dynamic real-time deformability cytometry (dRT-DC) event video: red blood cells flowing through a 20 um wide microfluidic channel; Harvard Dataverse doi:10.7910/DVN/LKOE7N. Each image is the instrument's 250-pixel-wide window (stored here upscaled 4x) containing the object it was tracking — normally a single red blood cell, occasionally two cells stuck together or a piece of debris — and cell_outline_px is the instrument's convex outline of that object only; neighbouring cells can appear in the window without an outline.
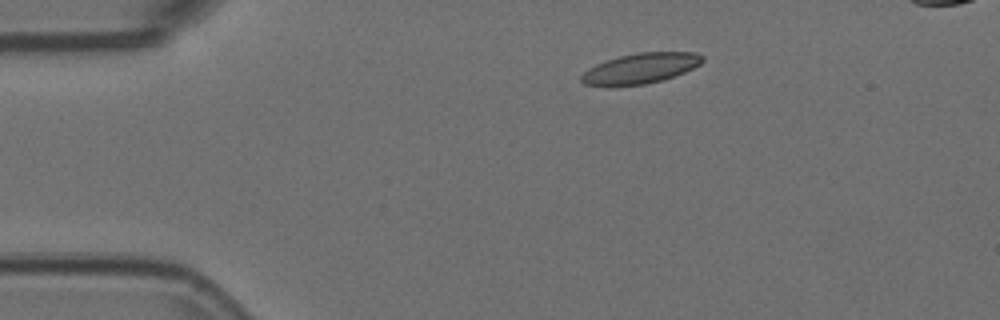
{"species": "Egyptian fruit bat (a non-hibernating species)", "species_latin": "Rousettus aegyptiacus", "temperature_condition": "room temperature", "stored_images_in_passage": 15, "segment_of_instrument_passage": [1, 2], "camera_frame_rate_fps": 3000, "um_per_image_px": 0.085, "animal": {"sex": "female"}, "frame": {"image": 1, "passage_image": 2, "time_ms": 0.333, "image_size_px": [1000, 320], "cell_outline_px": [[704, 60], [700, 64], [684, 72], [664, 80], [644, 84], [584, 84], [580, 80], [580, 76], [588, 68], [596, 64], [620, 56], [640, 52], [696, 52], [704, 56]], "centroid_in_image_um": [54.5, 5.78], "position_along_channel_um": 30.5, "area_um2": 20.92}}
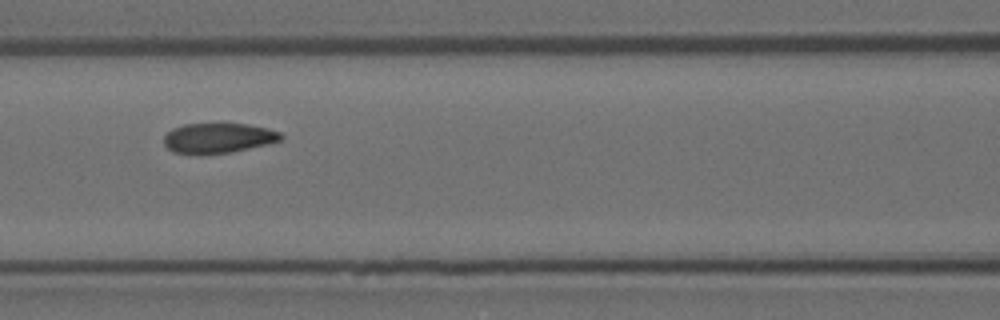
{"frame": {"image": 2, "passage_image": 6, "time_ms": 1.667, "image_size_px": [1000, 320], "cell_outline_px": [[284, 136], [280, 140], [232, 152], [172, 152], [164, 144], [164, 136], [172, 128], [184, 124], [248, 124], [268, 128], [280, 132]], "centroid_in_image_um": [18.56, 11.7], "position_along_channel_um": 148.0, "area_um2": 19.83}}
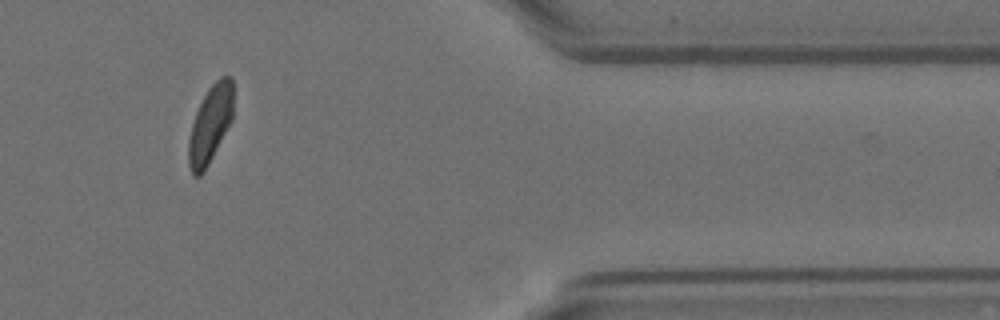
{"frame": {"image": 3, "passage_image": 12, "time_ms": 3.667, "image_size_px": [1000, 320], "cell_outline_px": [[232, 120], [204, 172], [200, 176], [192, 176], [188, 164], [188, 140], [192, 124], [196, 112], [208, 88], [220, 76], [232, 76]], "centroid_in_image_um": [17.85, 10.59], "position_along_channel_um": 393.5, "area_um2": 20.06}}